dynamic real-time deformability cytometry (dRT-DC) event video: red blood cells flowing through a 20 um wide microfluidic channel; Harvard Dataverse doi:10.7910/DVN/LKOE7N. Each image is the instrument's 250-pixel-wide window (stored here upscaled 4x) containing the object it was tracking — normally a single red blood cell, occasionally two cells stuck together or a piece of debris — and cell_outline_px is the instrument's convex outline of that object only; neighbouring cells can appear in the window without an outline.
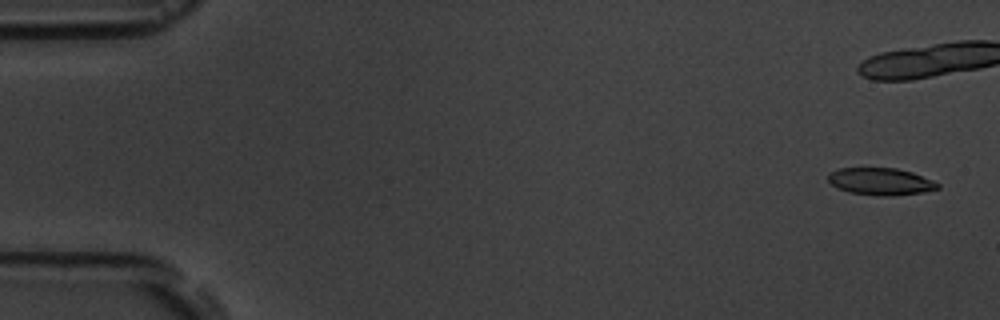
{"species": "common noctule bat (a hibernating species)", "species_latin": "Nyctalus noctula", "temperature_condition": "room temperature", "stored_images_in_passage": 3, "camera_frame_rate_fps": 3000, "um_per_image_px": 0.085, "animal": {"sex": "male", "body_mass_g": 19.5, "forearm_length_mm": 54.6}, "frame": {"image": 1, "passage_image": 1, "time_ms": 0.0, "image_size_px": [1000, 320], "cell_outline_px": [[940, 188], [924, 192], [892, 196], [876, 196], [848, 192], [836, 188], [828, 180], [828, 176], [832, 172], [840, 168], [896, 168], [912, 172], [932, 180], [940, 184]], "centroid_in_image_um": [74.86, 15.44], "position_along_channel_um": 10.1, "area_um2": 17.4}}